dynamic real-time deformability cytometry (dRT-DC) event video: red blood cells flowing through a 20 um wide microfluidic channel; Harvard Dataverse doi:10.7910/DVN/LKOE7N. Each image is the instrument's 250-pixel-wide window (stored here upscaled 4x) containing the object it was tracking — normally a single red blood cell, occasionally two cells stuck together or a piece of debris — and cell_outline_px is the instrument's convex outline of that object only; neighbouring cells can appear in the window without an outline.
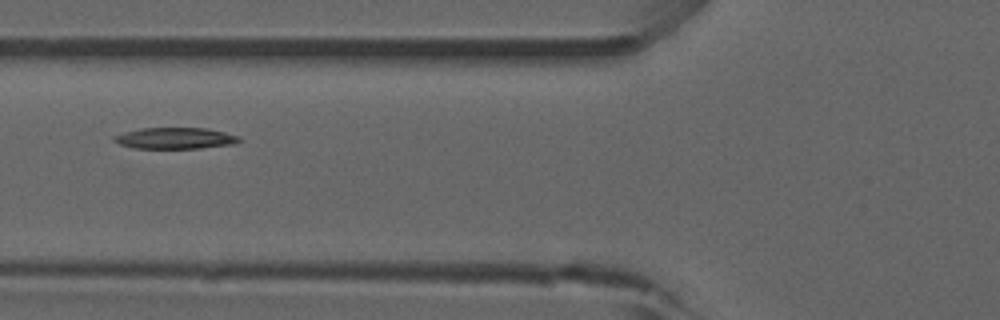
{"species": "common noctule bat (a hibernating species)", "species_latin": "Nyctalus noctula", "temperature_condition": "room temperature", "stored_images_in_passage": 38, "camera_frame_rate_fps": 3000, "um_per_image_px": 0.085, "animal": {"sex": "male", "forearm_length_mm": 52.5}, "frame": {"image": 1, "passage_image": 6, "time_ms": 1.667, "image_size_px": [1000, 320], "cell_outline_px": [[240, 140], [232, 144], [200, 148], [132, 148], [120, 144], [112, 140], [112, 136], [124, 132], [140, 128], [208, 128], [240, 136]], "centroid_in_image_um": [14.85, 11.74], "position_along_channel_um": 110.9, "area_um2": 15.49}, "authors_computed_cell_mechanics": {"area_um2": 15.7505, "velocity_mm_per_s": 3.8782, "shape_relaxation_time_tau1_ms": 9.9858, "shape_relaxation_time_tau2_ms": null, "deformation_change_tau1": 0.1763, "deformation_change_tau2": null}}